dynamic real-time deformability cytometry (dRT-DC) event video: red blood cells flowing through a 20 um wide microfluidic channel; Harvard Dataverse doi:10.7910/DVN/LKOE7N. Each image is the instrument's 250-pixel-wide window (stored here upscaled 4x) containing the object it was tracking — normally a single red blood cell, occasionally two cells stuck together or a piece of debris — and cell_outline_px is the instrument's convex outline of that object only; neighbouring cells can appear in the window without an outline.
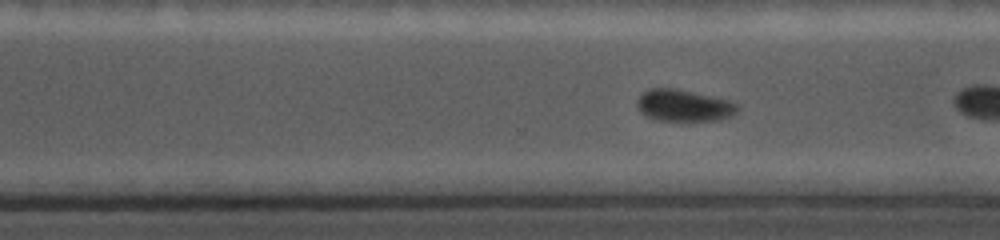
{"species": "common noctule bat (a hibernating species)", "species_latin": "Nyctalus noctula", "temperature_condition": "cold", "stored_images_in_passage": 49, "camera_frame_rate_fps": 5000, "um_per_image_px": 0.085, "animal": {"sex": "female", "body_mass_g": 19.0, "forearm_length_mm": 56.7}, "frame": {"image": 1, "passage_image": 35, "time_ms": 6.8, "image_size_px": [1000, 240], "cell_outline_px": [[740, 108], [732, 116], [720, 120], [656, 120], [640, 112], [636, 104], [636, 100], [644, 92], [652, 88], [676, 88], [728, 100], [736, 104]], "centroid_in_image_um": [58.12, 8.97], "position_along_channel_um": 312.5, "area_um2": 18.44}}